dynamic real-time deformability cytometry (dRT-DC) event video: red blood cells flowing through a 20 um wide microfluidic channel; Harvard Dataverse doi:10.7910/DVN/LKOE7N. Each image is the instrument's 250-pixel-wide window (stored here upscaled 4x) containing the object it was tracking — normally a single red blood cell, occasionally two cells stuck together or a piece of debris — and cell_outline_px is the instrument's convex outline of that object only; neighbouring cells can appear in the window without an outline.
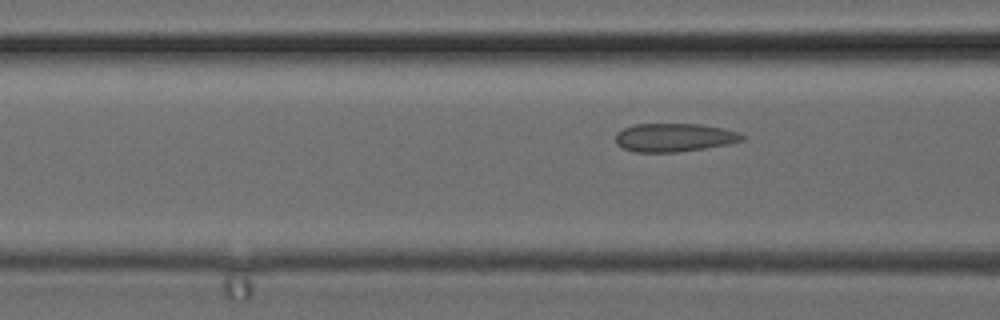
{"species": "common noctule bat (a hibernating species)", "species_latin": "Nyctalus noctula", "temperature_condition": "cold", "stored_images_in_passage": 5, "camera_frame_rate_fps": 3000, "um_per_image_px": 0.085, "animal": {"sex": "female", "body_mass_g": 24.6, "forearm_length_mm": 56.2}, "frame": {"image": 1, "passage_image": 5, "time_ms": 1.333, "image_size_px": [1000, 320], "cell_outline_px": [[744, 140], [728, 144], [704, 148], [676, 152], [636, 152], [624, 148], [616, 144], [616, 132], [624, 128], [636, 124], [700, 124], [724, 128], [736, 132], [744, 136]], "centroid_in_image_um": [57.29, 11.68], "position_along_channel_um": 109.3, "area_um2": 20.81}}